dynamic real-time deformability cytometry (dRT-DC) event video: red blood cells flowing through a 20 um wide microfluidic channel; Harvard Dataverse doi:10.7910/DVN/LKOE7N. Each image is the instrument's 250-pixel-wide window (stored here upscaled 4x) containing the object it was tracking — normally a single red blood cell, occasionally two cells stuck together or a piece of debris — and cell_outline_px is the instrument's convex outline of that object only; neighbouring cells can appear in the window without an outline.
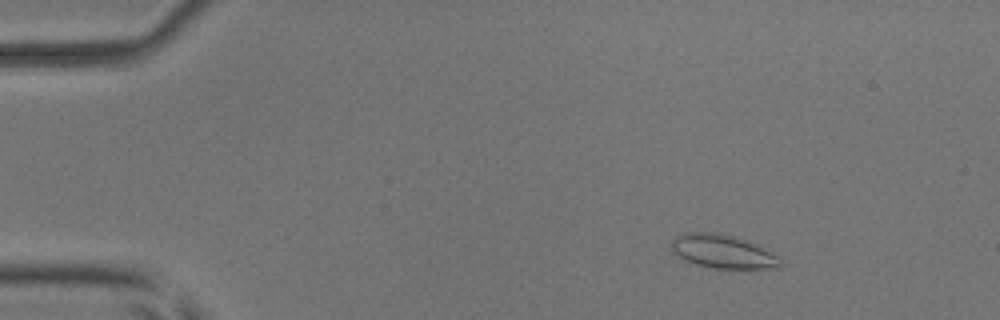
{"species": "common noctule bat (a hibernating species)", "species_latin": "Nyctalus noctula", "temperature_condition": "room temperature", "stored_images_in_passage": 4, "camera_frame_rate_fps": 3000, "um_per_image_px": 0.085, "animal": {"sex": "male", "body_mass_g": 17.9, "forearm_length_mm": 54.2}, "frame": {"image": 1, "passage_image": 2, "time_ms": 1.0, "image_size_px": [1000, 320], "cell_outline_px": [[784, 264], [780, 268], [712, 268], [696, 264], [684, 260], [672, 252], [668, 248], [672, 240], [676, 236], [684, 232], [720, 232], [736, 236], [780, 256]], "centroid_in_image_um": [61.41, 21.37], "position_along_channel_um": 23.6, "area_um2": 21.68}}